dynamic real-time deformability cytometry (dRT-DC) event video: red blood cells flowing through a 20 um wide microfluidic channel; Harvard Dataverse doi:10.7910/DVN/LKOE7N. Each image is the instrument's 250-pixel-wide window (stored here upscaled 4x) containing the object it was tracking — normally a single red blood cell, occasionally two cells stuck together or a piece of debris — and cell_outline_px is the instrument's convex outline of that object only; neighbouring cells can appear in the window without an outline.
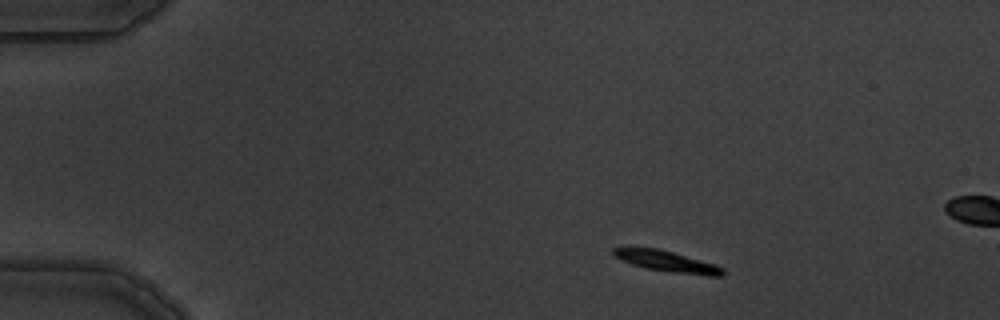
{"species": "common noctule bat (a hibernating species)", "species_latin": "Nyctalus noctula", "temperature_condition": "warm", "stored_images_in_passage": 4, "camera_frame_rate_fps": 3000, "um_per_image_px": 0.085, "animal": {"sex": "male", "body_mass_g": 19.5, "forearm_length_mm": 54.6}, "frame": {"image": 1, "passage_image": 1, "time_ms": 0.0, "image_size_px": [1000, 320], "cell_outline_px": [[724, 276], [708, 276], [672, 272], [648, 268], [632, 264], [616, 256], [612, 252], [612, 248], [660, 248], [716, 264], [724, 268]], "centroid_in_image_um": [56.79, 22.22], "position_along_channel_um": 28.2, "area_um2": 13.18}}